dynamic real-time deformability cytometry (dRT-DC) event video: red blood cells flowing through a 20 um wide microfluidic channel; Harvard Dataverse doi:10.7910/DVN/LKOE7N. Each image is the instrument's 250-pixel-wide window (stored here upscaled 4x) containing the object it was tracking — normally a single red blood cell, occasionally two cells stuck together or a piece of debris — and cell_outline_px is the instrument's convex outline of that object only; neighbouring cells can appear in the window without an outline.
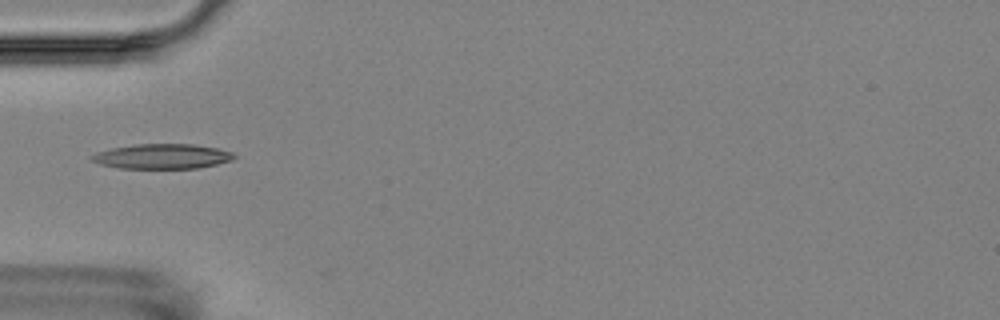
{"species": "Egyptian fruit bat (a non-hibernating species)", "species_latin": "Rousettus aegyptiacus", "temperature_condition": "room temperature", "stored_images_in_passage": 6, "camera_frame_rate_fps": 3000, "um_per_image_px": 0.085, "animal": {"sex": "female"}, "frame": {"image": 1, "passage_image": 5, "time_ms": 4.667, "image_size_px": [1000, 320], "cell_outline_px": [[236, 156], [232, 160], [216, 164], [196, 168], [120, 168], [100, 164], [92, 160], [88, 156], [96, 152], [112, 148], [136, 144], [192, 144], [216, 148], [232, 152]], "centroid_in_image_um": [13.76, 13.29], "position_along_channel_um": 71.2, "area_um2": 20.52}}
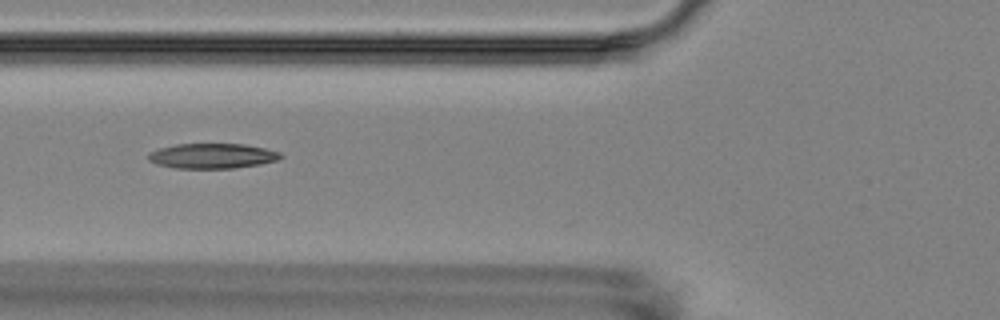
{"frame": {"image": 2, "passage_image": 6, "time_ms": 5.667, "image_size_px": [1000, 320], "cell_outline_px": [[284, 156], [276, 160], [260, 164], [232, 168], [172, 168], [156, 164], [148, 160], [148, 152], [160, 148], [176, 144], [244, 144], [264, 148], [280, 152]], "centroid_in_image_um": [18.01, 13.25], "position_along_channel_um": 107.8, "area_um2": 19.31}}